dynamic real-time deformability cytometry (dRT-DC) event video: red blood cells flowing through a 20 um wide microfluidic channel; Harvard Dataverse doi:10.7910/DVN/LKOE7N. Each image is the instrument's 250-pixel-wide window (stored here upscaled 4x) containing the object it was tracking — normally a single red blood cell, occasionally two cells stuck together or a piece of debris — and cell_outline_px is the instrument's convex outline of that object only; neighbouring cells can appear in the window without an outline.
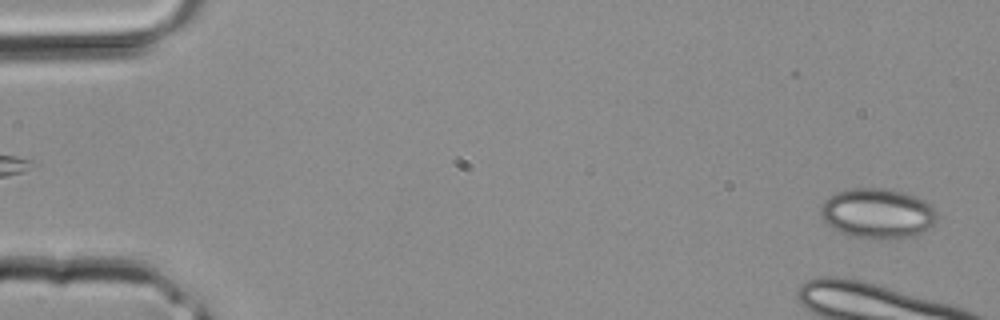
{"species": "common noctule bat (a hibernating species)", "species_latin": "Nyctalus noctula", "temperature_condition": "room temperature", "stored_images_in_passage": 4, "segment_of_instrument_passage": [2, 2], "camera_frame_rate_fps": 3000, "um_per_image_px": 0.085, "animal": {"sex": "male", "body_mass_g": 20.4}, "frame": {"image": 1, "passage_image": 4, "time_ms": 1.0, "image_size_px": [1000, 320], "cell_outline_px": [[936, 220], [924, 232], [916, 236], [896, 240], [884, 240], [856, 236], [840, 232], [828, 224], [824, 220], [820, 212], [820, 208], [824, 200], [828, 196], [836, 192], [848, 188], [884, 188], [904, 192], [916, 196], [924, 200], [936, 212]], "centroid_in_image_um": [74.59, 18.14], "position_along_channel_um": 10.4, "area_um2": 34.16}}